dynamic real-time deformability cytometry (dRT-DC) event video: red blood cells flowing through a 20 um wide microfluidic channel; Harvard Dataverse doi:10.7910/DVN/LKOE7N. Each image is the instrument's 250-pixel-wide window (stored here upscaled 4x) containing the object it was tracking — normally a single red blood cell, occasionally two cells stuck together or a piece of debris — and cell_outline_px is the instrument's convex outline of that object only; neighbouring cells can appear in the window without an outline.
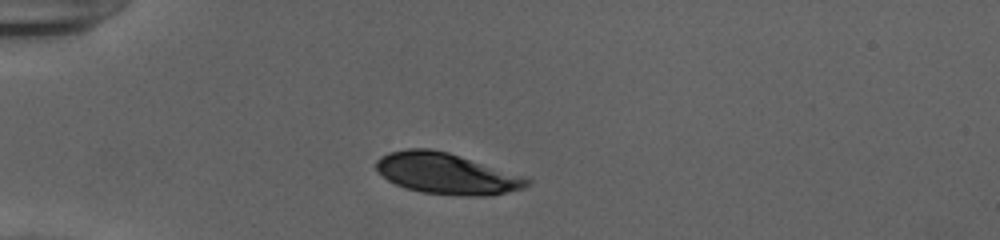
{"species": "human", "species_latin": "Homo sapiens", "temperature_condition": "cold", "stored_images_in_passage": 33, "camera_frame_rate_fps": 3000, "um_per_image_px": 0.085, "donor": {"sex": "female"}, "frame": {"image": 1, "passage_image": 1, "time_ms": 0.0, "image_size_px": [1000, 240], "cell_outline_px": [[532, 184], [524, 188], [484, 196], [468, 196], [420, 192], [404, 188], [388, 180], [376, 172], [376, 160], [380, 156], [388, 152], [408, 148], [428, 148], [448, 152], [528, 176], [532, 180]], "centroid_in_image_um": [37.97, 14.74], "position_along_channel_um": 47.0, "area_um2": 36.53}}
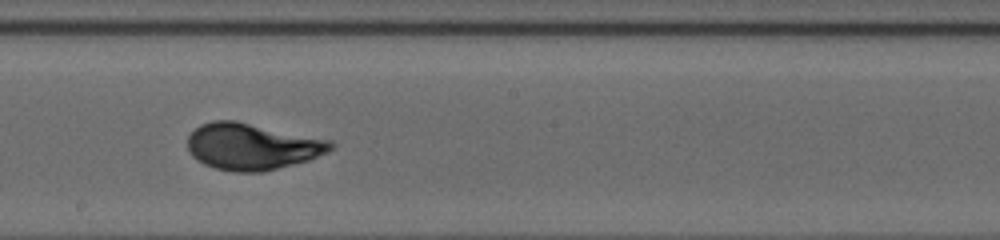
{"frame": {"image": 2, "passage_image": 17, "time_ms": 5.333, "image_size_px": [1000, 240], "cell_outline_px": [[336, 144], [328, 152], [308, 160], [260, 172], [236, 172], [216, 168], [204, 164], [196, 160], [188, 152], [188, 136], [200, 124], [212, 120], [236, 120], [332, 140]], "centroid_in_image_um": [21.42, 12.44], "position_along_channel_um": 226.8, "area_um2": 38.9}}
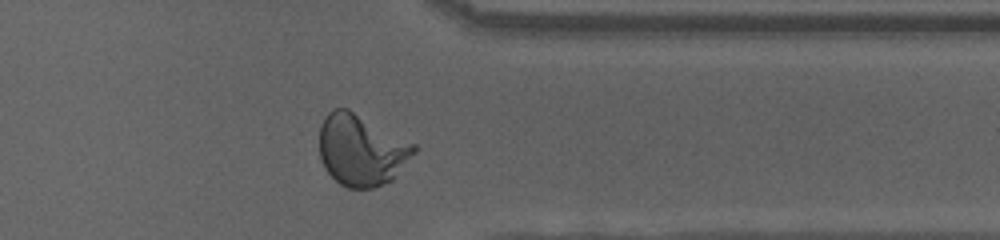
{"frame": {"image": 3, "passage_image": 29, "time_ms": 9.333, "image_size_px": [1000, 240], "cell_outline_px": [[416, 152], [392, 180], [384, 184], [372, 188], [348, 188], [340, 184], [324, 168], [320, 156], [320, 128], [328, 112], [332, 108], [348, 108], [416, 144]], "centroid_in_image_um": [30.72, 12.75], "position_along_channel_um": 380.7, "area_um2": 39.3}, "authors_computed_cell_mechanics": {"area_um2": 38.0324, "velocity_mm_per_s": 3.923, "shape_relaxation_time_tau1_ms": 4.7488, "shape_relaxation_time_tau2_ms": null, "deformation_change_tau1": 0.189, "deformation_change_tau2": null}}